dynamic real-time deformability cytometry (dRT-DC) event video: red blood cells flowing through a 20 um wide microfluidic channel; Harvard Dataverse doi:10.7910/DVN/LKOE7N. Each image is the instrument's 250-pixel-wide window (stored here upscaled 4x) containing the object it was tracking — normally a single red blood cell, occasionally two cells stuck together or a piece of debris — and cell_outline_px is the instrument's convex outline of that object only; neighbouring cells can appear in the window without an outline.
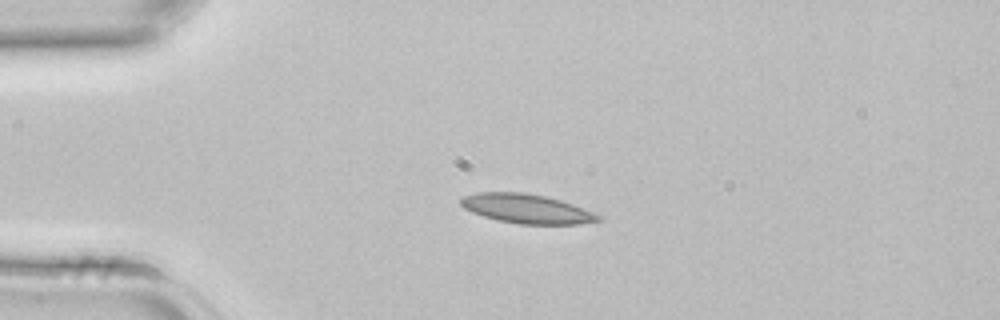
{"species": "common noctule bat (a hibernating species)", "species_latin": "Nyctalus noctula", "temperature_condition": "room temperature", "stored_images_in_passage": 2, "camera_frame_rate_fps": 3000, "um_per_image_px": 0.085, "animal": {"sex": "female", "body_mass_g": 22.7, "forearm_length_mm": 54.2}, "frame": {"image": 1, "passage_image": 2, "time_ms": 0.333, "image_size_px": [1000, 320], "cell_outline_px": [[604, 220], [580, 224], [516, 224], [496, 220], [472, 212], [464, 208], [460, 204], [460, 196], [476, 192], [524, 192], [544, 196], [560, 200], [584, 208], [600, 216]], "centroid_in_image_um": [44.73, 17.74], "position_along_channel_um": 40.3, "area_um2": 23.58}}